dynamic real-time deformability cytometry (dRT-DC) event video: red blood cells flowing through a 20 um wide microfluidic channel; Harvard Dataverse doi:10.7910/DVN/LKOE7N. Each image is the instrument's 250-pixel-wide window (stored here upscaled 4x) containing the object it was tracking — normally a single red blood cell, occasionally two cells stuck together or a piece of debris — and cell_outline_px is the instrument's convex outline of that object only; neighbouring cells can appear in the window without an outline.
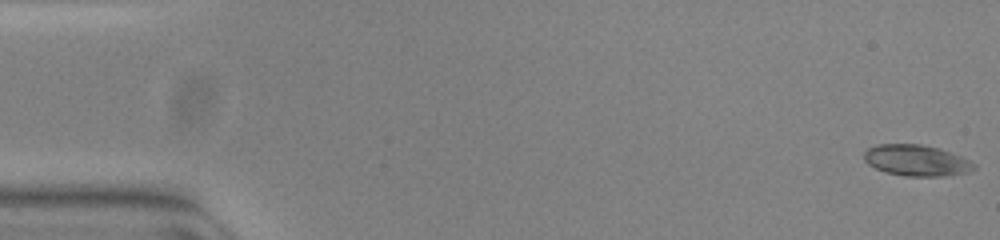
{"species": "common noctule bat (a hibernating species)", "species_latin": "Nyctalus noctula", "temperature_condition": "warm", "stored_images_in_passage": 53, "camera_frame_rate_fps": 3000, "um_per_image_px": 0.085, "animal": {"sex": "female", "body_mass_g": 23.0, "forearm_length_mm": 53.4}, "frame": {"image": 1, "passage_image": 1, "time_ms": 0.0, "image_size_px": [1000, 240], "cell_outline_px": [[976, 168], [968, 172], [944, 176], [904, 176], [884, 172], [868, 164], [864, 160], [864, 152], [868, 148], [876, 144], [920, 144], [940, 148], [960, 156], [976, 164]], "centroid_in_image_um": [77.88, 13.63], "position_along_channel_um": 7.1, "area_um2": 20.0}}
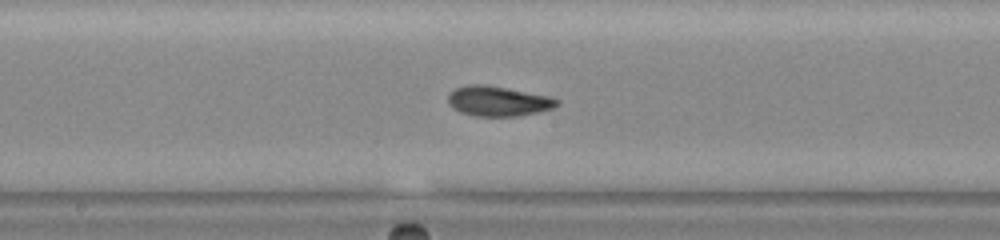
{"frame": {"image": 2, "passage_image": 28, "time_ms": 9.0, "image_size_px": [1000, 240], "cell_outline_px": [[560, 104], [552, 108], [536, 112], [516, 116], [476, 116], [460, 112], [452, 108], [448, 104], [448, 96], [456, 88], [468, 84], [484, 84], [548, 96], [560, 100]], "centroid_in_image_um": [42.31, 8.6], "position_along_channel_um": 205.9, "area_um2": 18.84}}
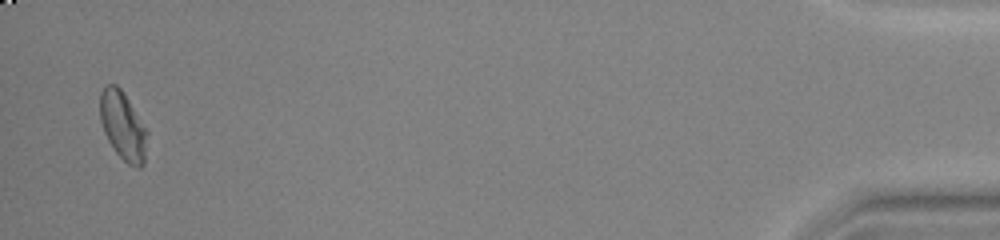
{"frame": {"image": 3, "passage_image": 52, "time_ms": 17.0, "image_size_px": [1000, 240], "cell_outline_px": [[148, 132], [144, 164], [140, 168], [136, 168], [128, 164], [116, 152], [108, 140], [104, 132], [100, 120], [100, 92], [108, 84], [116, 84], [120, 88], [128, 100]], "centroid_in_image_um": [10.45, 10.72], "position_along_channel_um": 424.8, "area_um2": 18.61}, "authors_computed_cell_mechanics": {"area_um2": 18.6694, "velocity_mm_per_s": 3.8486, "shape_relaxation_time_tau1_ms": 5.7328, "shape_relaxation_time_tau2_ms": 2.1068, "deformation_change_tau1": 0.1972, "deformation_change_tau2": 0.0721}}